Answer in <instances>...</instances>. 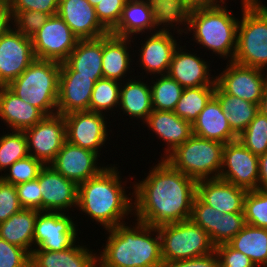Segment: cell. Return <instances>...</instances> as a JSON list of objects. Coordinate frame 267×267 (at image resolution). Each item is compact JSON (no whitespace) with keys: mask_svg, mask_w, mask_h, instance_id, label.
Wrapping results in <instances>:
<instances>
[{"mask_svg":"<svg viewBox=\"0 0 267 267\" xmlns=\"http://www.w3.org/2000/svg\"><path fill=\"white\" fill-rule=\"evenodd\" d=\"M133 183L134 218L158 227L190 219L197 181L175 170L165 159ZM137 218V219H136Z\"/></svg>","mask_w":267,"mask_h":267,"instance_id":"6da1fadb","label":"cell"},{"mask_svg":"<svg viewBox=\"0 0 267 267\" xmlns=\"http://www.w3.org/2000/svg\"><path fill=\"white\" fill-rule=\"evenodd\" d=\"M109 165L97 176L78 185L77 210L105 230L123 224L129 214H134L133 192L131 197L126 195V184L121 180L118 167Z\"/></svg>","mask_w":267,"mask_h":267,"instance_id":"7a4b0ae2","label":"cell"},{"mask_svg":"<svg viewBox=\"0 0 267 267\" xmlns=\"http://www.w3.org/2000/svg\"><path fill=\"white\" fill-rule=\"evenodd\" d=\"M135 221V226L125 222L106 229L109 236L97 255L98 267H164L158 228Z\"/></svg>","mask_w":267,"mask_h":267,"instance_id":"3957f363","label":"cell"},{"mask_svg":"<svg viewBox=\"0 0 267 267\" xmlns=\"http://www.w3.org/2000/svg\"><path fill=\"white\" fill-rule=\"evenodd\" d=\"M226 5L190 12L188 31L195 43L216 56L233 61L237 48L239 20Z\"/></svg>","mask_w":267,"mask_h":267,"instance_id":"277c9868","label":"cell"},{"mask_svg":"<svg viewBox=\"0 0 267 267\" xmlns=\"http://www.w3.org/2000/svg\"><path fill=\"white\" fill-rule=\"evenodd\" d=\"M61 63L35 59L7 87L21 100L40 109L46 116L57 113Z\"/></svg>","mask_w":267,"mask_h":267,"instance_id":"5b68a950","label":"cell"},{"mask_svg":"<svg viewBox=\"0 0 267 267\" xmlns=\"http://www.w3.org/2000/svg\"><path fill=\"white\" fill-rule=\"evenodd\" d=\"M224 144L192 135L165 160L183 174L200 181L219 178Z\"/></svg>","mask_w":267,"mask_h":267,"instance_id":"8992f818","label":"cell"},{"mask_svg":"<svg viewBox=\"0 0 267 267\" xmlns=\"http://www.w3.org/2000/svg\"><path fill=\"white\" fill-rule=\"evenodd\" d=\"M233 62L267 71V6L241 4Z\"/></svg>","mask_w":267,"mask_h":267,"instance_id":"52a82bcc","label":"cell"},{"mask_svg":"<svg viewBox=\"0 0 267 267\" xmlns=\"http://www.w3.org/2000/svg\"><path fill=\"white\" fill-rule=\"evenodd\" d=\"M161 238V256L164 262L209 254L215 250L208 233L190 219L158 226Z\"/></svg>","mask_w":267,"mask_h":267,"instance_id":"ba28073f","label":"cell"},{"mask_svg":"<svg viewBox=\"0 0 267 267\" xmlns=\"http://www.w3.org/2000/svg\"><path fill=\"white\" fill-rule=\"evenodd\" d=\"M78 40L58 14L50 16L31 38L36 59L59 63L68 59Z\"/></svg>","mask_w":267,"mask_h":267,"instance_id":"9c48e42d","label":"cell"},{"mask_svg":"<svg viewBox=\"0 0 267 267\" xmlns=\"http://www.w3.org/2000/svg\"><path fill=\"white\" fill-rule=\"evenodd\" d=\"M66 214L51 211L38 212L33 234L34 248L62 251L78 242L76 240L78 225Z\"/></svg>","mask_w":267,"mask_h":267,"instance_id":"30bf717a","label":"cell"},{"mask_svg":"<svg viewBox=\"0 0 267 267\" xmlns=\"http://www.w3.org/2000/svg\"><path fill=\"white\" fill-rule=\"evenodd\" d=\"M28 153L44 165H49L66 141L65 117L61 114L45 116L36 125L24 130Z\"/></svg>","mask_w":267,"mask_h":267,"instance_id":"8fae6325","label":"cell"},{"mask_svg":"<svg viewBox=\"0 0 267 267\" xmlns=\"http://www.w3.org/2000/svg\"><path fill=\"white\" fill-rule=\"evenodd\" d=\"M219 178L246 189H258V156L238 140L224 144Z\"/></svg>","mask_w":267,"mask_h":267,"instance_id":"7c38bea8","label":"cell"},{"mask_svg":"<svg viewBox=\"0 0 267 267\" xmlns=\"http://www.w3.org/2000/svg\"><path fill=\"white\" fill-rule=\"evenodd\" d=\"M216 84L226 94L259 104L267 86V72L229 61L221 74L216 76Z\"/></svg>","mask_w":267,"mask_h":267,"instance_id":"4fadbf2b","label":"cell"},{"mask_svg":"<svg viewBox=\"0 0 267 267\" xmlns=\"http://www.w3.org/2000/svg\"><path fill=\"white\" fill-rule=\"evenodd\" d=\"M105 115L107 114L92 111H76L64 115L66 141L99 155L108 139V117Z\"/></svg>","mask_w":267,"mask_h":267,"instance_id":"5bb4252c","label":"cell"},{"mask_svg":"<svg viewBox=\"0 0 267 267\" xmlns=\"http://www.w3.org/2000/svg\"><path fill=\"white\" fill-rule=\"evenodd\" d=\"M31 38L14 27L0 37V86H7L35 60Z\"/></svg>","mask_w":267,"mask_h":267,"instance_id":"9a60e30c","label":"cell"},{"mask_svg":"<svg viewBox=\"0 0 267 267\" xmlns=\"http://www.w3.org/2000/svg\"><path fill=\"white\" fill-rule=\"evenodd\" d=\"M103 76L78 75L66 62L61 63L57 113L66 115L76 111H89L95 82Z\"/></svg>","mask_w":267,"mask_h":267,"instance_id":"2e32d148","label":"cell"},{"mask_svg":"<svg viewBox=\"0 0 267 267\" xmlns=\"http://www.w3.org/2000/svg\"><path fill=\"white\" fill-rule=\"evenodd\" d=\"M98 155L94 151L65 141L61 150L49 164L55 171L77 185L97 176L104 168L98 164ZM104 166V167H103Z\"/></svg>","mask_w":267,"mask_h":267,"instance_id":"e0dca14e","label":"cell"},{"mask_svg":"<svg viewBox=\"0 0 267 267\" xmlns=\"http://www.w3.org/2000/svg\"><path fill=\"white\" fill-rule=\"evenodd\" d=\"M38 181L42 195V211L66 212L69 208H77L78 185L55 171L50 165H45Z\"/></svg>","mask_w":267,"mask_h":267,"instance_id":"ac0fdd59","label":"cell"},{"mask_svg":"<svg viewBox=\"0 0 267 267\" xmlns=\"http://www.w3.org/2000/svg\"><path fill=\"white\" fill-rule=\"evenodd\" d=\"M57 14L79 40L96 39L110 33L100 23L95 7L88 0H59Z\"/></svg>","mask_w":267,"mask_h":267,"instance_id":"d6986e66","label":"cell"},{"mask_svg":"<svg viewBox=\"0 0 267 267\" xmlns=\"http://www.w3.org/2000/svg\"><path fill=\"white\" fill-rule=\"evenodd\" d=\"M184 47L179 44L176 48L167 74L183 88L216 86V77L210 73V64L197 53L184 50Z\"/></svg>","mask_w":267,"mask_h":267,"instance_id":"ffe728a7","label":"cell"},{"mask_svg":"<svg viewBox=\"0 0 267 267\" xmlns=\"http://www.w3.org/2000/svg\"><path fill=\"white\" fill-rule=\"evenodd\" d=\"M149 34L146 36L148 38H145L146 41L143 40L144 43L141 40V49L138 50L139 61L137 62L147 75L159 77L168 73L173 54L179 44L172 32Z\"/></svg>","mask_w":267,"mask_h":267,"instance_id":"44dd1931","label":"cell"},{"mask_svg":"<svg viewBox=\"0 0 267 267\" xmlns=\"http://www.w3.org/2000/svg\"><path fill=\"white\" fill-rule=\"evenodd\" d=\"M247 190L220 178L197 181V196L221 213L243 212Z\"/></svg>","mask_w":267,"mask_h":267,"instance_id":"7402d4cb","label":"cell"},{"mask_svg":"<svg viewBox=\"0 0 267 267\" xmlns=\"http://www.w3.org/2000/svg\"><path fill=\"white\" fill-rule=\"evenodd\" d=\"M154 132L159 139H162L167 146L164 149L165 159L178 146L186 142L192 135V124L177 116L173 111L153 110L143 123ZM166 153V154H165Z\"/></svg>","mask_w":267,"mask_h":267,"instance_id":"603a6c76","label":"cell"},{"mask_svg":"<svg viewBox=\"0 0 267 267\" xmlns=\"http://www.w3.org/2000/svg\"><path fill=\"white\" fill-rule=\"evenodd\" d=\"M131 42L134 41L130 37H120L112 33L103 36V78L119 82L128 80L125 78L127 73L134 72L130 69L131 62L134 61L129 53V51L131 52Z\"/></svg>","mask_w":267,"mask_h":267,"instance_id":"cb8c5ba5","label":"cell"},{"mask_svg":"<svg viewBox=\"0 0 267 267\" xmlns=\"http://www.w3.org/2000/svg\"><path fill=\"white\" fill-rule=\"evenodd\" d=\"M62 251L34 248L30 253V267H98L97 252L87 245H76ZM90 250V251H89Z\"/></svg>","mask_w":267,"mask_h":267,"instance_id":"d4e9b609","label":"cell"},{"mask_svg":"<svg viewBox=\"0 0 267 267\" xmlns=\"http://www.w3.org/2000/svg\"><path fill=\"white\" fill-rule=\"evenodd\" d=\"M45 116L40 109L21 100L7 86H0V119L10 130L24 131Z\"/></svg>","mask_w":267,"mask_h":267,"instance_id":"484cf974","label":"cell"},{"mask_svg":"<svg viewBox=\"0 0 267 267\" xmlns=\"http://www.w3.org/2000/svg\"><path fill=\"white\" fill-rule=\"evenodd\" d=\"M194 135L221 142L223 144L238 140L232 131L227 115L222 111L218 100L213 96L192 124Z\"/></svg>","mask_w":267,"mask_h":267,"instance_id":"4316f807","label":"cell"},{"mask_svg":"<svg viewBox=\"0 0 267 267\" xmlns=\"http://www.w3.org/2000/svg\"><path fill=\"white\" fill-rule=\"evenodd\" d=\"M135 78L136 76L128 78V82H121L118 110L132 119L140 118L139 120L144 123L153 111L151 87L146 84L147 81Z\"/></svg>","mask_w":267,"mask_h":267,"instance_id":"83f0119b","label":"cell"},{"mask_svg":"<svg viewBox=\"0 0 267 267\" xmlns=\"http://www.w3.org/2000/svg\"><path fill=\"white\" fill-rule=\"evenodd\" d=\"M149 3L154 22V32L171 33L174 29L173 31L177 30L175 32H178L177 34L180 36L182 33L188 34L191 10L186 6L184 0H149ZM178 25H183L185 31Z\"/></svg>","mask_w":267,"mask_h":267,"instance_id":"f1b7e54d","label":"cell"},{"mask_svg":"<svg viewBox=\"0 0 267 267\" xmlns=\"http://www.w3.org/2000/svg\"><path fill=\"white\" fill-rule=\"evenodd\" d=\"M146 31H154L149 0H127L118 25L110 33L135 40L138 34Z\"/></svg>","mask_w":267,"mask_h":267,"instance_id":"f546056e","label":"cell"},{"mask_svg":"<svg viewBox=\"0 0 267 267\" xmlns=\"http://www.w3.org/2000/svg\"><path fill=\"white\" fill-rule=\"evenodd\" d=\"M38 210L22 208L0 223V238L29 253L34 249V228ZM33 246V247H32Z\"/></svg>","mask_w":267,"mask_h":267,"instance_id":"4dcf8cb0","label":"cell"},{"mask_svg":"<svg viewBox=\"0 0 267 267\" xmlns=\"http://www.w3.org/2000/svg\"><path fill=\"white\" fill-rule=\"evenodd\" d=\"M103 37L78 40L65 61L78 75L103 76Z\"/></svg>","mask_w":267,"mask_h":267,"instance_id":"1f68e13d","label":"cell"},{"mask_svg":"<svg viewBox=\"0 0 267 267\" xmlns=\"http://www.w3.org/2000/svg\"><path fill=\"white\" fill-rule=\"evenodd\" d=\"M228 244L249 257L256 267H267V228L246 224Z\"/></svg>","mask_w":267,"mask_h":267,"instance_id":"d6a6232c","label":"cell"},{"mask_svg":"<svg viewBox=\"0 0 267 267\" xmlns=\"http://www.w3.org/2000/svg\"><path fill=\"white\" fill-rule=\"evenodd\" d=\"M214 97L227 115L232 131L239 136L259 112V104L226 94L217 84Z\"/></svg>","mask_w":267,"mask_h":267,"instance_id":"836d02e7","label":"cell"},{"mask_svg":"<svg viewBox=\"0 0 267 267\" xmlns=\"http://www.w3.org/2000/svg\"><path fill=\"white\" fill-rule=\"evenodd\" d=\"M215 88L216 86L184 88L173 112L180 118L193 124L206 104L214 96Z\"/></svg>","mask_w":267,"mask_h":267,"instance_id":"e575fe53","label":"cell"},{"mask_svg":"<svg viewBox=\"0 0 267 267\" xmlns=\"http://www.w3.org/2000/svg\"><path fill=\"white\" fill-rule=\"evenodd\" d=\"M151 80L152 109L174 111L184 88L168 74L160 75ZM155 81V82H154ZM152 84V85H151Z\"/></svg>","mask_w":267,"mask_h":267,"instance_id":"d590c367","label":"cell"},{"mask_svg":"<svg viewBox=\"0 0 267 267\" xmlns=\"http://www.w3.org/2000/svg\"><path fill=\"white\" fill-rule=\"evenodd\" d=\"M120 86L121 82L112 79L101 78L96 81L89 103V111L102 114L113 112L114 109L116 111L119 107Z\"/></svg>","mask_w":267,"mask_h":267,"instance_id":"8d00e7d4","label":"cell"},{"mask_svg":"<svg viewBox=\"0 0 267 267\" xmlns=\"http://www.w3.org/2000/svg\"><path fill=\"white\" fill-rule=\"evenodd\" d=\"M29 155L24 131L11 130L0 135V172L6 170L16 161Z\"/></svg>","mask_w":267,"mask_h":267,"instance_id":"74e56055","label":"cell"},{"mask_svg":"<svg viewBox=\"0 0 267 267\" xmlns=\"http://www.w3.org/2000/svg\"><path fill=\"white\" fill-rule=\"evenodd\" d=\"M238 141L256 156L267 152V117L258 112L246 129L238 136Z\"/></svg>","mask_w":267,"mask_h":267,"instance_id":"f35d334b","label":"cell"},{"mask_svg":"<svg viewBox=\"0 0 267 267\" xmlns=\"http://www.w3.org/2000/svg\"><path fill=\"white\" fill-rule=\"evenodd\" d=\"M246 224L267 228V191H247L243 207Z\"/></svg>","mask_w":267,"mask_h":267,"instance_id":"ab89813d","label":"cell"},{"mask_svg":"<svg viewBox=\"0 0 267 267\" xmlns=\"http://www.w3.org/2000/svg\"><path fill=\"white\" fill-rule=\"evenodd\" d=\"M190 220L205 230L212 244L218 246L219 211L205 204L197 195L194 198Z\"/></svg>","mask_w":267,"mask_h":267,"instance_id":"60d3db41","label":"cell"},{"mask_svg":"<svg viewBox=\"0 0 267 267\" xmlns=\"http://www.w3.org/2000/svg\"><path fill=\"white\" fill-rule=\"evenodd\" d=\"M44 166L45 165L41 161L35 159L31 155H28L27 157L13 163L6 170L9 173L6 172L5 174L3 173V175L1 174L0 178L3 181L16 186L20 183L38 178V175Z\"/></svg>","mask_w":267,"mask_h":267,"instance_id":"b9f144b4","label":"cell"},{"mask_svg":"<svg viewBox=\"0 0 267 267\" xmlns=\"http://www.w3.org/2000/svg\"><path fill=\"white\" fill-rule=\"evenodd\" d=\"M12 26L25 37L32 36L45 24L50 15L40 11H11Z\"/></svg>","mask_w":267,"mask_h":267,"instance_id":"7bdbcfd3","label":"cell"},{"mask_svg":"<svg viewBox=\"0 0 267 267\" xmlns=\"http://www.w3.org/2000/svg\"><path fill=\"white\" fill-rule=\"evenodd\" d=\"M127 0H102L95 6L100 23L111 32L120 21Z\"/></svg>","mask_w":267,"mask_h":267,"instance_id":"ee69618b","label":"cell"},{"mask_svg":"<svg viewBox=\"0 0 267 267\" xmlns=\"http://www.w3.org/2000/svg\"><path fill=\"white\" fill-rule=\"evenodd\" d=\"M246 225L244 212L221 213L218 221V245L228 243Z\"/></svg>","mask_w":267,"mask_h":267,"instance_id":"f6af8a7d","label":"cell"},{"mask_svg":"<svg viewBox=\"0 0 267 267\" xmlns=\"http://www.w3.org/2000/svg\"><path fill=\"white\" fill-rule=\"evenodd\" d=\"M0 267H30V253L0 238Z\"/></svg>","mask_w":267,"mask_h":267,"instance_id":"bcb514c9","label":"cell"},{"mask_svg":"<svg viewBox=\"0 0 267 267\" xmlns=\"http://www.w3.org/2000/svg\"><path fill=\"white\" fill-rule=\"evenodd\" d=\"M22 208L42 211V195L38 179L20 183L15 186Z\"/></svg>","mask_w":267,"mask_h":267,"instance_id":"7dc6e473","label":"cell"},{"mask_svg":"<svg viewBox=\"0 0 267 267\" xmlns=\"http://www.w3.org/2000/svg\"><path fill=\"white\" fill-rule=\"evenodd\" d=\"M21 209L15 186L0 178V223Z\"/></svg>","mask_w":267,"mask_h":267,"instance_id":"c3c4849f","label":"cell"},{"mask_svg":"<svg viewBox=\"0 0 267 267\" xmlns=\"http://www.w3.org/2000/svg\"><path fill=\"white\" fill-rule=\"evenodd\" d=\"M220 267H256L249 257L232 248L228 243L215 247Z\"/></svg>","mask_w":267,"mask_h":267,"instance_id":"681fc988","label":"cell"},{"mask_svg":"<svg viewBox=\"0 0 267 267\" xmlns=\"http://www.w3.org/2000/svg\"><path fill=\"white\" fill-rule=\"evenodd\" d=\"M11 11H40L50 16L57 14L59 0H8Z\"/></svg>","mask_w":267,"mask_h":267,"instance_id":"f907efd6","label":"cell"},{"mask_svg":"<svg viewBox=\"0 0 267 267\" xmlns=\"http://www.w3.org/2000/svg\"><path fill=\"white\" fill-rule=\"evenodd\" d=\"M164 267H220V260L214 250L203 256L166 263Z\"/></svg>","mask_w":267,"mask_h":267,"instance_id":"816d5d0a","label":"cell"},{"mask_svg":"<svg viewBox=\"0 0 267 267\" xmlns=\"http://www.w3.org/2000/svg\"><path fill=\"white\" fill-rule=\"evenodd\" d=\"M12 13L8 0H0V37L12 28Z\"/></svg>","mask_w":267,"mask_h":267,"instance_id":"f5cc1de1","label":"cell"},{"mask_svg":"<svg viewBox=\"0 0 267 267\" xmlns=\"http://www.w3.org/2000/svg\"><path fill=\"white\" fill-rule=\"evenodd\" d=\"M226 0H184L186 6L192 11L196 9L215 8L221 6Z\"/></svg>","mask_w":267,"mask_h":267,"instance_id":"db71d44e","label":"cell"},{"mask_svg":"<svg viewBox=\"0 0 267 267\" xmlns=\"http://www.w3.org/2000/svg\"><path fill=\"white\" fill-rule=\"evenodd\" d=\"M258 189L267 191V152L258 156Z\"/></svg>","mask_w":267,"mask_h":267,"instance_id":"11a10c76","label":"cell"},{"mask_svg":"<svg viewBox=\"0 0 267 267\" xmlns=\"http://www.w3.org/2000/svg\"><path fill=\"white\" fill-rule=\"evenodd\" d=\"M259 112L267 117V86L264 89L261 101L259 103Z\"/></svg>","mask_w":267,"mask_h":267,"instance_id":"9f6ffc18","label":"cell"},{"mask_svg":"<svg viewBox=\"0 0 267 267\" xmlns=\"http://www.w3.org/2000/svg\"><path fill=\"white\" fill-rule=\"evenodd\" d=\"M241 4L243 5H260L262 4L260 0H241Z\"/></svg>","mask_w":267,"mask_h":267,"instance_id":"6f0895ef","label":"cell"},{"mask_svg":"<svg viewBox=\"0 0 267 267\" xmlns=\"http://www.w3.org/2000/svg\"><path fill=\"white\" fill-rule=\"evenodd\" d=\"M89 1V3L93 6V7H95L98 3H100V1H102V0H88Z\"/></svg>","mask_w":267,"mask_h":267,"instance_id":"680465c9","label":"cell"}]
</instances>
